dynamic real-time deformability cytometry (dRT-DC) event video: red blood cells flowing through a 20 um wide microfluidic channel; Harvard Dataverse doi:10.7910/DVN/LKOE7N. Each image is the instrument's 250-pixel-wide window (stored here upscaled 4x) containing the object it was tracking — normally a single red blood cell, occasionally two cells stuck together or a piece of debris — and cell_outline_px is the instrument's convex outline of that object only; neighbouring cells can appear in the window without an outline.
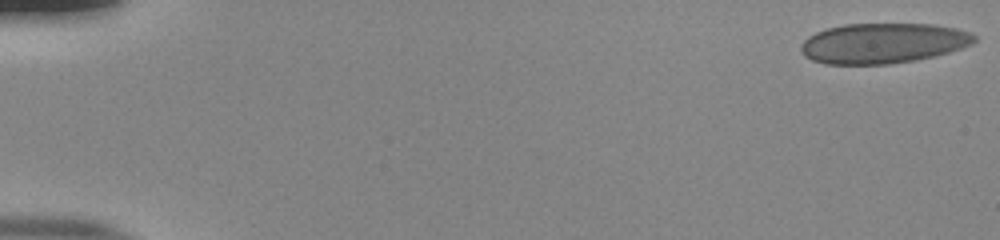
{"species": "human", "species_latin": "Homo sapiens", "temperature_condition": "room temperature", "stored_images_in_passage": 16, "camera_frame_rate_fps": 3000, "um_per_image_px": 0.085, "donor": {"sex": "male"}, "frame": {"image": 1, "passage_image": 1, "time_ms": 0.0, "image_size_px": [1000, 240], "cell_outline_px": [[976, 40], [972, 44], [948, 52], [916, 60], [888, 64], [824, 64], [812, 60], [804, 56], [800, 48], [800, 44], [808, 36], [816, 32], [828, 28], [844, 24], [932, 24], [956, 28], [972, 32], [976, 36]], "centroid_in_image_um": [75.04, 3.67], "position_along_channel_um": 10.0, "area_um2": 40.75}}